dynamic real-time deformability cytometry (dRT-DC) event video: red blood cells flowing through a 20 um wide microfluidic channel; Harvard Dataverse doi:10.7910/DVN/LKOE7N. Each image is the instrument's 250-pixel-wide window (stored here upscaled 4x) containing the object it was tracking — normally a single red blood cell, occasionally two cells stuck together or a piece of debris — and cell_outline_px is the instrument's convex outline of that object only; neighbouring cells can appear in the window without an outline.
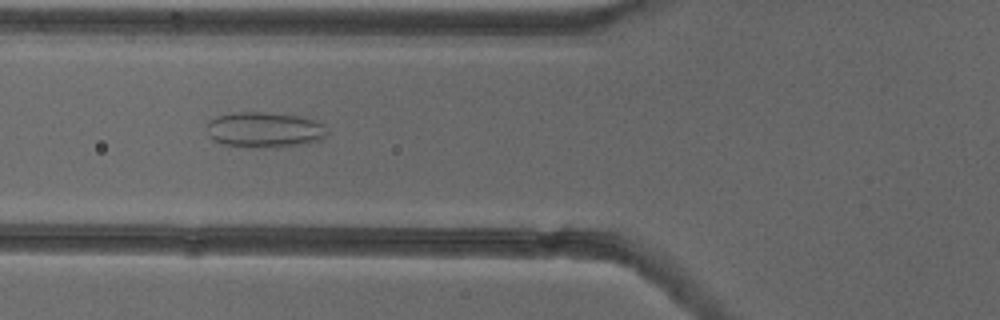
{"species": "common noctule bat (a hibernating species)", "species_latin": "Nyctalus noctula", "temperature_condition": "cold", "stored_images_in_passage": 36, "camera_frame_rate_fps": 3000, "um_per_image_px": 0.085, "animal": {"sex": "female"}, "frame": {"image": 1, "passage_image": 4, "time_ms": 1.0, "image_size_px": [1000, 320], "cell_outline_px": [[328, 132], [324, 140], [308, 144], [276, 148], [248, 148], [224, 144], [212, 140], [208, 136], [204, 128], [208, 120], [216, 116], [232, 112], [264, 112], [296, 116], [316, 120]], "centroid_in_image_um": [22.43, 11.06], "position_along_channel_um": 103.4, "area_um2": 25.66}}
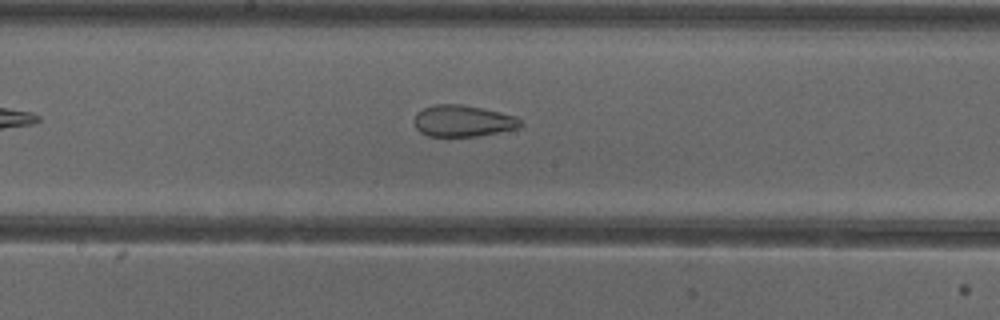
{"frame": {"image": 2, "passage_image": 12, "time_ms": 3.667, "image_size_px": [1000, 320], "cell_outline_px": [[524, 124], [520, 128], [476, 136], [428, 136], [420, 132], [416, 128], [412, 120], [416, 112], [424, 108], [436, 104], [460, 104], [500, 112], [516, 116]], "centroid_in_image_um": [39.33, 10.28], "position_along_channel_um": 208.9, "area_um2": 19.59}}
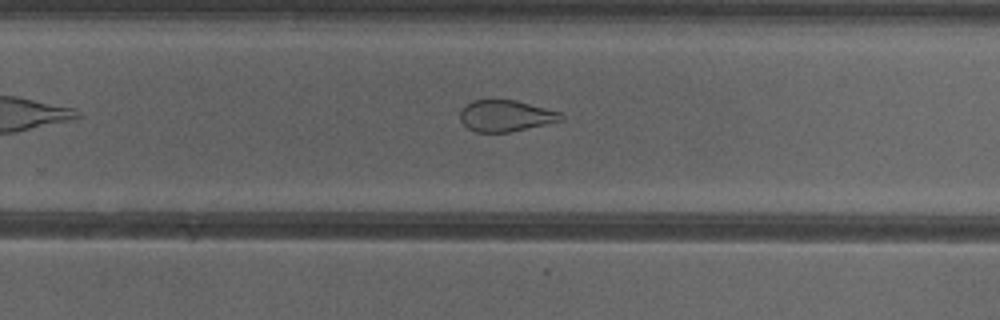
{"frame": {"image": 3, "passage_image": 18, "time_ms": 5.667, "image_size_px": [1000, 320], "cell_outline_px": [[564, 120], [508, 132], [476, 132], [468, 128], [460, 120], [460, 112], [472, 100], [516, 100], [560, 112], [564, 116]], "centroid_in_image_um": [42.99, 9.84], "position_along_channel_um": 286.8, "area_um2": 18.21}, "authors_computed_cell_mechanics": {"area_um2": 22.0218, "velocity_mm_per_s": 3.9188, "shape_relaxation_time_tau1_ms": null, "shape_relaxation_time_tau2_ms": 2.1618, "deformation_change_tau1": null, "deformation_change_tau2": 0.0956}}